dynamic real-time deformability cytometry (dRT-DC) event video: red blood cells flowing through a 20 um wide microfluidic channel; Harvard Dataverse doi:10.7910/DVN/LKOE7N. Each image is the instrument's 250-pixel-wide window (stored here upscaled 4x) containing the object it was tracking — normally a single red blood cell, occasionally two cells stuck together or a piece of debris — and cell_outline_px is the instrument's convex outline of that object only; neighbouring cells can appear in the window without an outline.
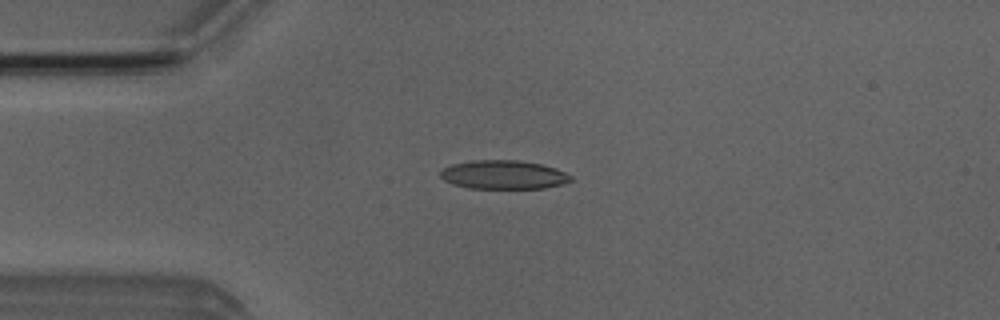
{"species": "Egyptian fruit bat (a non-hibernating species)", "species_latin": "Rousettus aegyptiacus", "temperature_condition": "room temperature", "stored_images_in_passage": 51, "camera_frame_rate_fps": 3000, "um_per_image_px": 0.085, "animal": {"sex": "male"}, "frame": {"image": 1, "passage_image": 12, "time_ms": 3.667, "image_size_px": [1000, 320], "cell_outline_px": [[572, 180], [564, 184], [544, 188], [468, 188], [452, 184], [444, 180], [440, 176], [440, 172], [444, 168], [452, 164], [472, 160], [520, 160], [540, 164], [556, 168], [572, 176]], "centroid_in_image_um": [42.8, 14.85], "position_along_channel_um": 42.2, "area_um2": 21.91}}
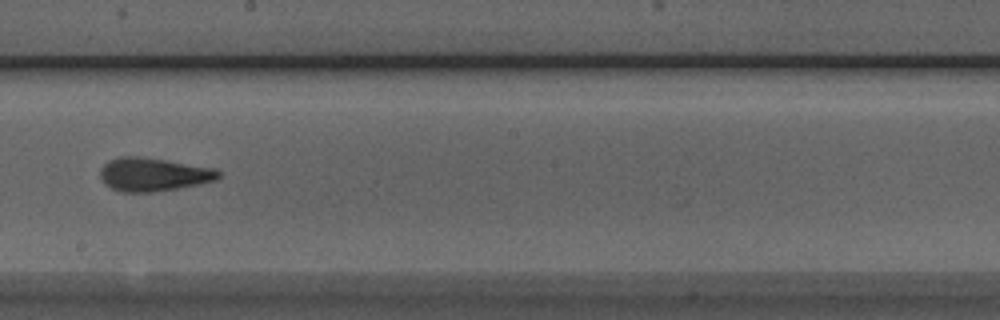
{"frame": {"image": 2, "passage_image": 28, "time_ms": 9.0, "image_size_px": [1000, 320], "cell_outline_px": [[220, 176], [216, 180], [200, 184], [152, 192], [120, 192], [104, 184], [100, 176], [100, 168], [108, 160], [120, 156], [140, 156], [216, 168], [220, 172]], "centroid_in_image_um": [13.01, 14.82], "position_along_channel_um": 235.2, "area_um2": 23.12}}
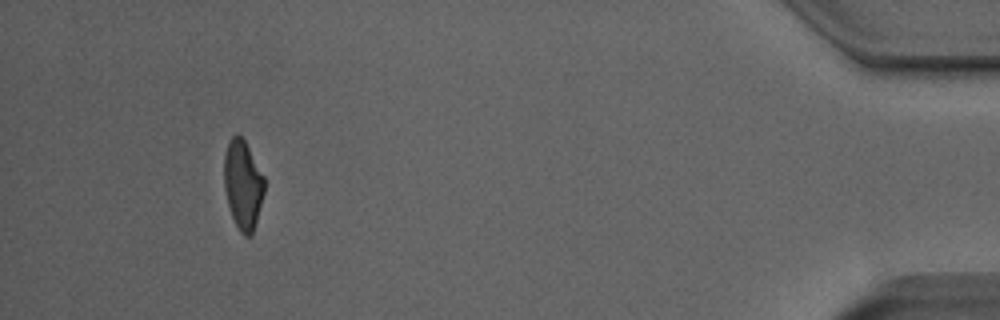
{"frame": {"image": 3, "passage_image": 47, "time_ms": 15.333, "image_size_px": [1000, 320], "cell_outline_px": [[264, 192], [252, 236], [244, 236], [240, 232], [232, 216], [228, 204], [224, 188], [224, 156], [228, 140], [236, 132], [244, 140], [264, 176]], "centroid_in_image_um": [20.63, 15.68], "position_along_channel_um": 414.6, "area_um2": 20.81}, "authors_computed_cell_mechanics": {"area_um2": 22.0796, "velocity_mm_per_s": 3.986, "shape_relaxation_time_tau1_ms": 5.6494, "shape_relaxation_time_tau2_ms": 1.1416, "deformation_change_tau1": 0.1925, "deformation_change_tau2": 0.0819}}